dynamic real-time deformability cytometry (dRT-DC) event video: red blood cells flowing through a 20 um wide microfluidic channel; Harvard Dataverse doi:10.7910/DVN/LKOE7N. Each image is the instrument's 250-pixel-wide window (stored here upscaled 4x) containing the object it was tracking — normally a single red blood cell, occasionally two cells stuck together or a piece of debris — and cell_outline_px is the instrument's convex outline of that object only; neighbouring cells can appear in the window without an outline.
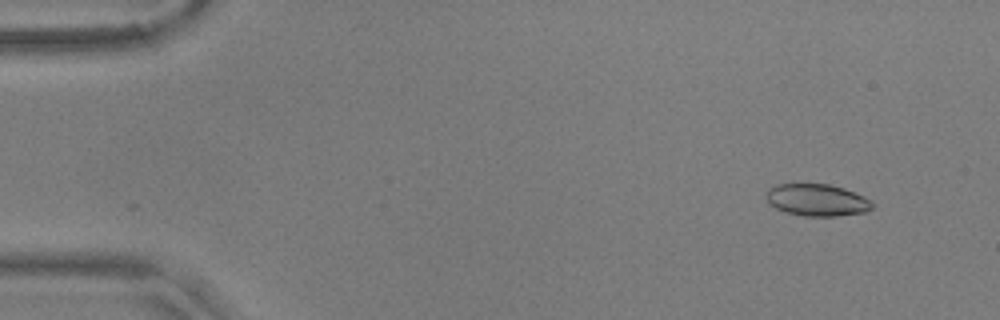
{"species": "common noctule bat (a hibernating species)", "species_latin": "Nyctalus noctula", "temperature_condition": "warm", "stored_images_in_passage": 56, "camera_frame_rate_fps": 3000, "um_per_image_px": 0.085, "animal": {"sex": "male", "body_mass_g": 17.9, "forearm_length_mm": 54.2}, "frame": {"image": 1, "passage_image": 5, "time_ms": 1.333, "image_size_px": [1000, 320], "cell_outline_px": [[872, 208], [864, 212], [836, 216], [804, 216], [788, 212], [776, 208], [768, 204], [768, 188], [776, 184], [828, 184], [844, 188], [864, 196], [872, 200]], "centroid_in_image_um": [69.46, 17.0], "position_along_channel_um": 15.5, "area_um2": 19.65}}
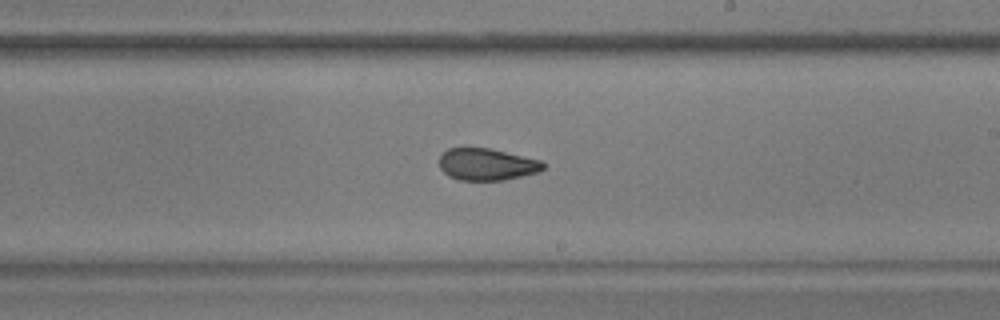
{"frame": {"image": 2, "passage_image": 33, "time_ms": 10.667, "image_size_px": [1000, 320], "cell_outline_px": [[544, 168], [540, 172], [504, 180], [460, 180], [448, 176], [440, 168], [440, 156], [448, 148], [492, 148], [540, 160], [544, 164]], "centroid_in_image_um": [41.39, 13.97], "position_along_channel_um": 247.6, "area_um2": 19.36}}
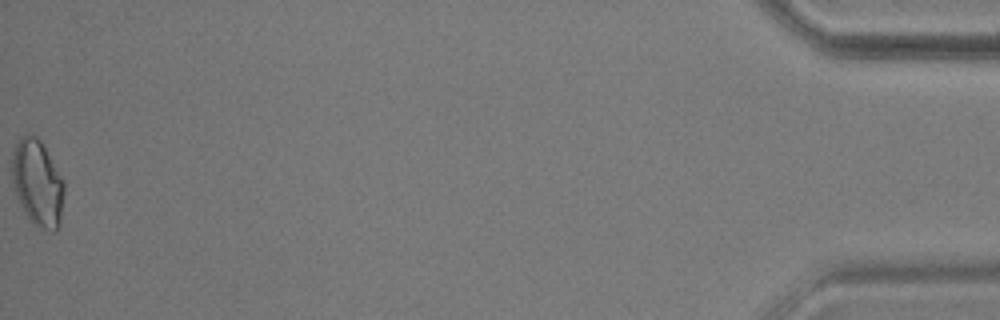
{"frame": {"image": 3, "passage_image": 56, "time_ms": 18.333, "image_size_px": [1000, 320], "cell_outline_px": [[64, 192], [60, 224], [56, 232], [52, 232], [36, 224], [24, 212], [20, 204], [12, 180], [12, 152], [20, 136], [28, 132], [36, 136], [40, 140], [64, 180]], "centroid_in_image_um": [3.19, 15.52], "position_along_channel_um": 432.0, "area_um2": 26.13}, "authors_computed_cell_mechanics": {"area_um2": 20.4323, "velocity_mm_per_s": 3.6445, "shape_relaxation_time_tau1_ms": null, "shape_relaxation_time_tau2_ms": 2.2532, "deformation_change_tau1": null, "deformation_change_tau2": 0.0862}}